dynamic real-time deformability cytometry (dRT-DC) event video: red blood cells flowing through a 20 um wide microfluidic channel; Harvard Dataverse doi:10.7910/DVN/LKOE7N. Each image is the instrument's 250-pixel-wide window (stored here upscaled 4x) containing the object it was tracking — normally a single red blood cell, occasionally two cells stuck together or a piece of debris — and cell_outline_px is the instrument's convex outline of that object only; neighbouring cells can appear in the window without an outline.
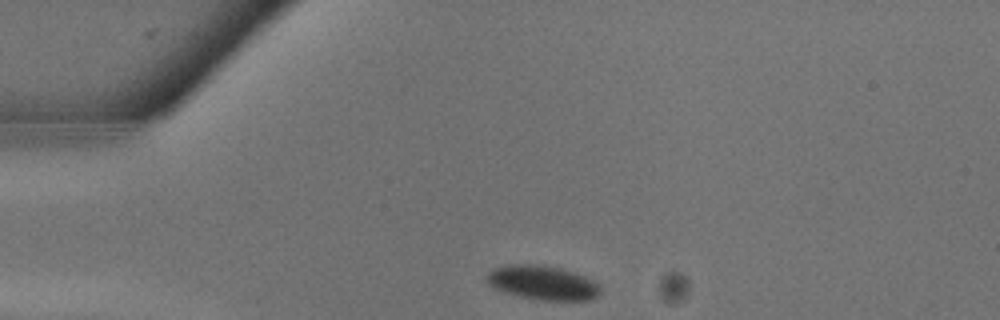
{"species": "common noctule bat (a hibernating species)", "species_latin": "Nyctalus noctula", "temperature_condition": "warm", "stored_images_in_passage": 13, "camera_frame_rate_fps": 3000, "um_per_image_px": 0.085, "animal": {"sex": "male", "body_mass_g": 13.3}, "frame": {"image": 1, "passage_image": 1, "time_ms": 0.0, "image_size_px": [1000, 320], "cell_outline_px": [[600, 292], [596, 296], [588, 300], [540, 300], [520, 296], [492, 288], [484, 280], [484, 276], [488, 272], [496, 268], [508, 264], [544, 264], [560, 268], [584, 276], [600, 284]], "centroid_in_image_um": [46.07, 24.02], "position_along_channel_um": 38.9, "area_um2": 22.77}}
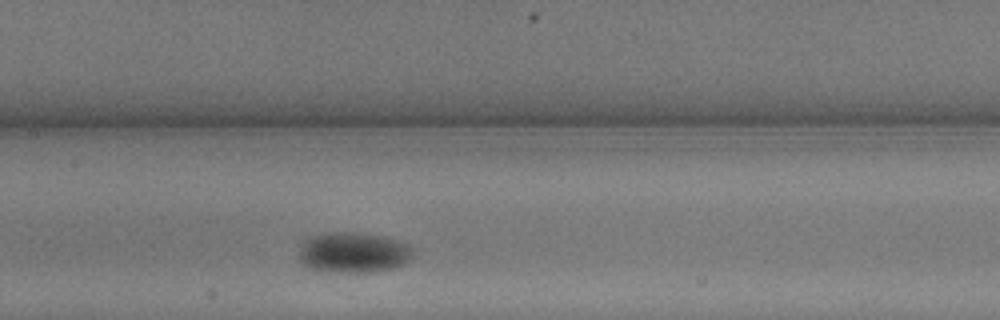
{"frame": {"image": 2, "passage_image": 8, "time_ms": 2.333, "image_size_px": [1000, 320], "cell_outline_px": [[416, 248], [412, 256], [404, 264], [392, 268], [372, 272], [344, 272], [308, 268], [296, 256], [296, 252], [312, 236], [324, 232], [352, 232], [376, 236], [396, 240], [408, 244]], "centroid_in_image_um": [30.04, 21.47], "position_along_channel_um": 177.4, "area_um2": 26.76}}
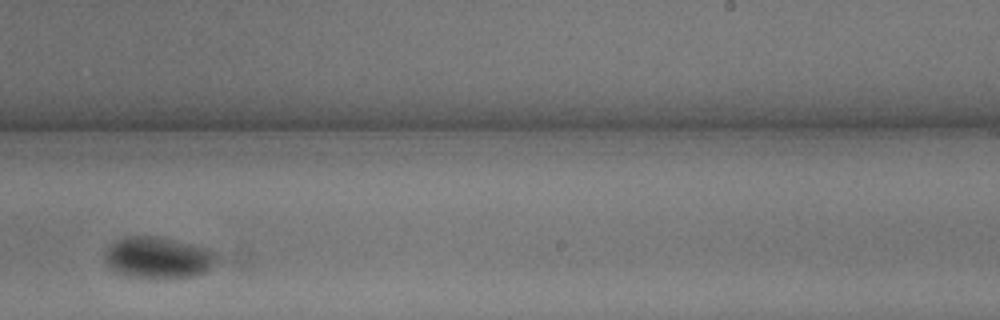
{"frame": {"image": 3, "passage_image": 12, "time_ms": 3.667, "image_size_px": [1000, 320], "cell_outline_px": [[216, 260], [204, 272], [192, 276], [132, 276], [116, 272], [104, 260], [104, 256], [108, 248], [116, 240], [124, 236], [156, 236], [204, 248], [212, 252], [216, 256]], "centroid_in_image_um": [13.37, 21.86], "position_along_channel_um": 275.6, "area_um2": 25.78}}